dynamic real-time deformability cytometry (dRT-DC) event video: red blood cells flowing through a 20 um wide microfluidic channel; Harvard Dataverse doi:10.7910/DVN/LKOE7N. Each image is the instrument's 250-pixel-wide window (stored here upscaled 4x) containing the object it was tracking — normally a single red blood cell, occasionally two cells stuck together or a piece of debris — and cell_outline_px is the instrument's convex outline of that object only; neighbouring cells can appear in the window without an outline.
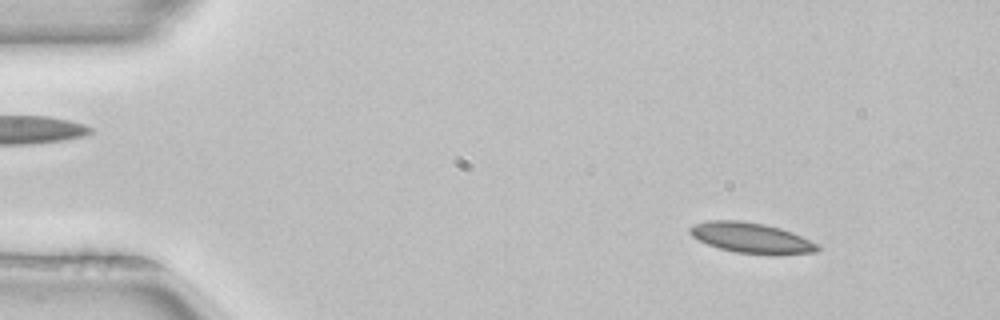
{"species": "common noctule bat (a hibernating species)", "species_latin": "Nyctalus noctula", "temperature_condition": "room temperature", "stored_images_in_passage": 51, "camera_frame_rate_fps": 3000, "um_per_image_px": 0.085, "animal": {"sex": "female", "body_mass_g": 22.7, "forearm_length_mm": 54.2}, "frame": {"image": 1, "passage_image": 6, "time_ms": 1.667, "image_size_px": [1000, 320], "cell_outline_px": [[820, 248], [816, 252], [736, 252], [720, 248], [708, 244], [692, 236], [688, 232], [688, 228], [692, 224], [708, 220], [740, 220], [764, 224], [780, 228], [792, 232], [820, 244]], "centroid_in_image_um": [63.78, 20.16], "position_along_channel_um": 21.2, "area_um2": 21.85}}
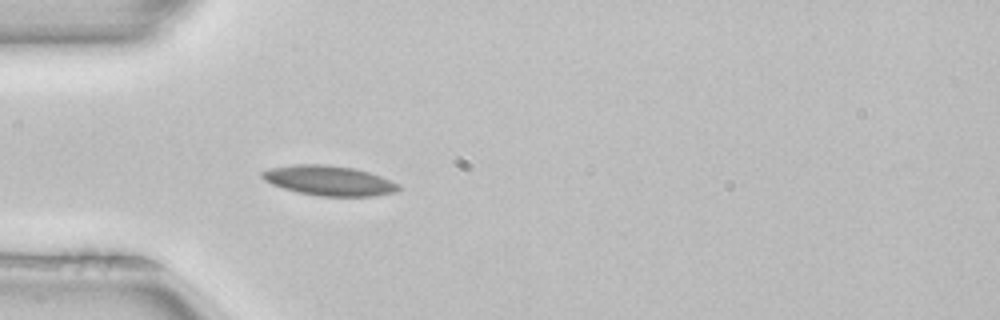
{"frame": {"image": 2, "passage_image": 15, "time_ms": 4.667, "image_size_px": [1000, 320], "cell_outline_px": [[400, 188], [396, 192], [376, 196], [320, 196], [296, 192], [272, 184], [264, 180], [260, 176], [260, 172], [272, 168], [296, 164], [328, 164], [352, 168], [368, 172], [392, 180], [400, 184]], "centroid_in_image_um": [27.98, 15.35], "position_along_channel_um": 57.0, "area_um2": 23.81}}
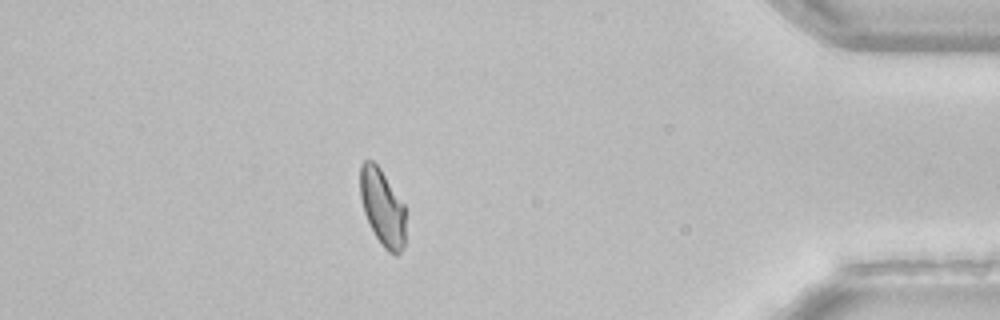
{"frame": {"image": 3, "passage_image": 45, "time_ms": 14.667, "image_size_px": [1000, 320], "cell_outline_px": [[404, 248], [396, 256], [388, 252], [380, 244], [364, 212], [360, 196], [360, 164], [364, 160], [372, 160], [380, 168], [404, 204]], "centroid_in_image_um": [32.5, 17.63], "position_along_channel_um": 402.7, "area_um2": 20.17}, "authors_computed_cell_mechanics": {"area_um2": 21.7328, "velocity_mm_per_s": 3.9522, "shape_relaxation_time_tau1_ms": null, "shape_relaxation_time_tau2_ms": 4.615, "deformation_change_tau1": null, "deformation_change_tau2": 0.0876}}